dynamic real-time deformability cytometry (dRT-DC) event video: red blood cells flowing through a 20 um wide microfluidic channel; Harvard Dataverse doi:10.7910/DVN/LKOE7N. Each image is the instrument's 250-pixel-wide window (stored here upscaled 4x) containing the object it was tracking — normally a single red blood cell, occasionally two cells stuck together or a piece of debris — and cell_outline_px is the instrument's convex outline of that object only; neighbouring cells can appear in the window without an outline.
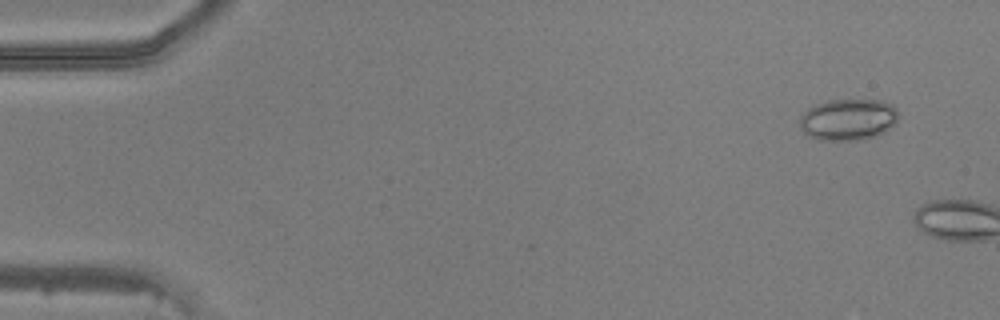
{"species": "common noctule bat (a hibernating species)", "species_latin": "Nyctalus noctula", "temperature_condition": "warm", "stored_images_in_passage": 6, "camera_frame_rate_fps": 3000, "um_per_image_px": 0.085, "animal": {"sex": "male", "body_mass_g": 20.5, "forearm_length_mm": 52.5}, "frame": {"image": 1, "passage_image": 4, "time_ms": 1.0, "image_size_px": [1000, 320], "cell_outline_px": [[896, 124], [884, 132], [876, 136], [860, 140], [816, 140], [808, 136], [800, 128], [800, 116], [808, 108], [816, 104], [828, 100], [884, 100], [892, 104], [896, 108]], "centroid_in_image_um": [72.08, 10.16], "position_along_channel_um": 12.9, "area_um2": 24.04}}